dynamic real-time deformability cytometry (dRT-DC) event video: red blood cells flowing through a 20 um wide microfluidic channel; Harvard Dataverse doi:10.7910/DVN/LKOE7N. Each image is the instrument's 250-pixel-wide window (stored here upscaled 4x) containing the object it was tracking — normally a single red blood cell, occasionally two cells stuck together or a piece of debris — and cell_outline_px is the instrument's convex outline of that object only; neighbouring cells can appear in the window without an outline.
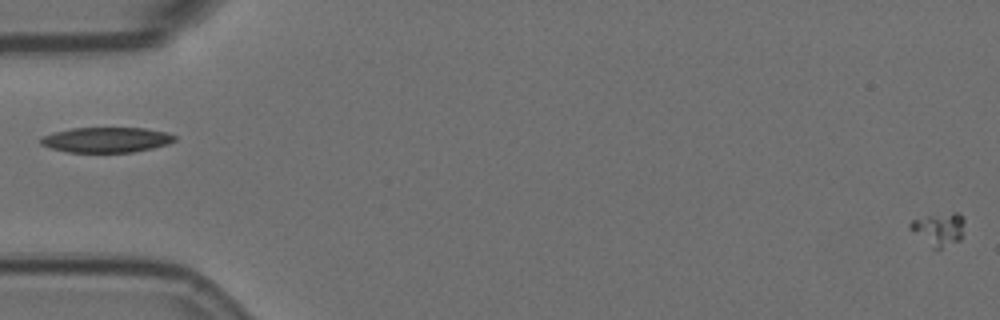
{"species": "Egyptian fruit bat (a non-hibernating species)", "species_latin": "Rousettus aegyptiacus", "temperature_condition": "room temperature", "stored_images_in_passage": 3, "segment_of_instrument_passage": [2, 2], "camera_frame_rate_fps": 3000, "um_per_image_px": 0.085, "animal": {"sex": "female"}, "frame": {"image": 1, "passage_image": 3, "time_ms": 0.667, "image_size_px": [1000, 320], "cell_outline_px": [[964, 220], [960, 240], [940, 248], [932, 248], [908, 228], [908, 224], [912, 220], [928, 216], [952, 212], [960, 212], [964, 216]], "centroid_in_image_um": [79.8, 19.45], "position_along_channel_um": 5.2, "area_um2": 10.35}}